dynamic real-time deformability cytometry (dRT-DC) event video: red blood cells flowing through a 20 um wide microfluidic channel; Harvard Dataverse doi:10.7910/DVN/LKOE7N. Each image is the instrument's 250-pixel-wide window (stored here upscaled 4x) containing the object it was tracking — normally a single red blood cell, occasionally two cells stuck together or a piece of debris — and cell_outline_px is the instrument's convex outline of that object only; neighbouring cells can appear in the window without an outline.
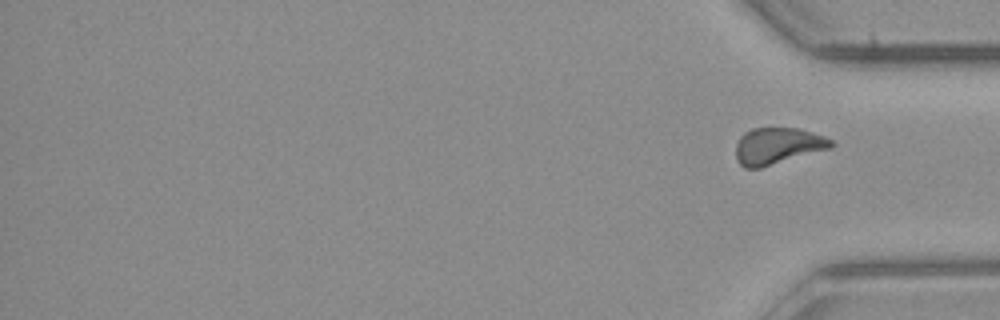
{"species": "common noctule bat (a hibernating species)", "species_latin": "Nyctalus noctula", "temperature_condition": "room temperature", "stored_images_in_passage": 51, "segment_of_instrument_passage": [2, 2], "camera_frame_rate_fps": 3000, "um_per_image_px": 0.085, "animal": {"sex": "male", "body_mass_g": 23.1, "forearm_length_mm": 52.7}, "frame": {"image": 1, "passage_image": 51, "time_ms": 16.667, "image_size_px": [1000, 320], "cell_outline_px": [[836, 144], [832, 148], [760, 168], [744, 168], [736, 160], [736, 144], [740, 136], [744, 132], [752, 128], [800, 128], [824, 136], [832, 140]], "centroid_in_image_um": [66.11, 12.4], "position_along_channel_um": 369.1, "area_um2": 20.52}}